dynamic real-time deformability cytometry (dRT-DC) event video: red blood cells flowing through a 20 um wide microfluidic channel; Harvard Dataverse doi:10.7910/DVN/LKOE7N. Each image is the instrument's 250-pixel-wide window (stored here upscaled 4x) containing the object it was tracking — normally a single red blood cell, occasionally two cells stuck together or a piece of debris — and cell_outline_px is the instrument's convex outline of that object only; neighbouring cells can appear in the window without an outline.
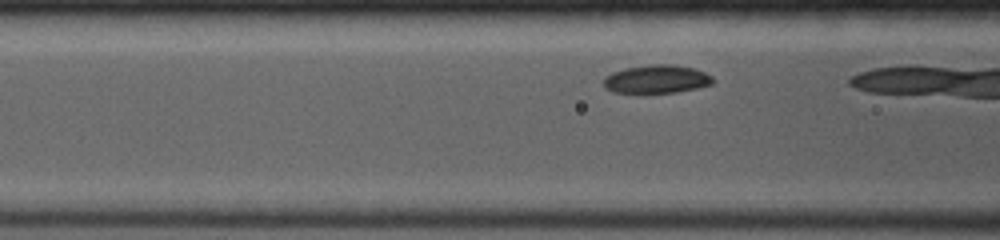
{"species": "common noctule bat (a hibernating species)", "species_latin": "Nyctalus noctula", "temperature_condition": "room temperature", "stored_images_in_passage": 42, "camera_frame_rate_fps": 4000, "um_per_image_px": 0.085, "animal": {"sex": "female", "body_mass_g": 19.0, "forearm_length_mm": 53.3}, "frame": {"image": 1, "passage_image": 7, "time_ms": 1.25, "image_size_px": [1000, 240], "cell_outline_px": [[712, 84], [696, 88], [676, 92], [644, 96], [636, 96], [612, 92], [604, 88], [604, 76], [612, 72], [628, 68], [652, 64], [672, 64], [692, 68], [704, 72], [712, 76]], "centroid_in_image_um": [55.72, 6.79], "position_along_channel_um": 110.9, "area_um2": 18.79}}
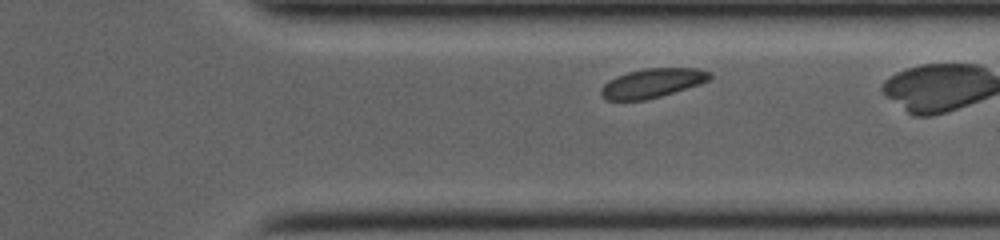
{"frame": {"image": 2, "passage_image": 36, "time_ms": 7.5, "image_size_px": [1000, 240], "cell_outline_px": [[712, 76], [708, 80], [700, 84], [660, 96], [644, 100], [608, 100], [600, 96], [600, 88], [608, 80], [616, 76], [628, 72], [644, 68], [696, 68], [712, 72]], "centroid_in_image_um": [55.42, 7.06], "position_along_channel_um": 356.0, "area_um2": 18.5}, "authors_computed_cell_mechanics": {"area_um2": 18.785, "velocity_mm_per_s": 3.9234, "shape_relaxation_time_tau1_ms": 3.8432, "shape_relaxation_time_tau2_ms": null, "deformation_change_tau1": 0.1594, "deformation_change_tau2": null}}